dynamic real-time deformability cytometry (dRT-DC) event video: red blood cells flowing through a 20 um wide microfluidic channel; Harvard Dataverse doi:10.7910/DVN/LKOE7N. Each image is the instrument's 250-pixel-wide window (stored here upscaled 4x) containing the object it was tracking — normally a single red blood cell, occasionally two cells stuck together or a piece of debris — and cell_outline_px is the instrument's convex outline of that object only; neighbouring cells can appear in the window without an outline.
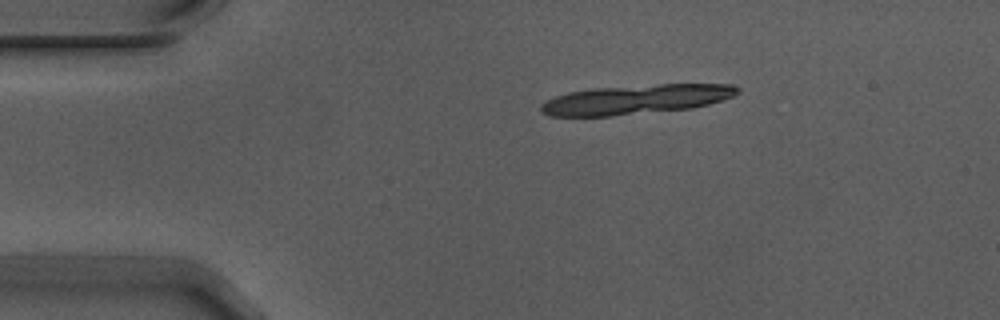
{"species": "Egyptian fruit bat (a non-hibernating species)", "species_latin": "Rousettus aegyptiacus", "temperature_condition": "warm", "stored_images_in_passage": 3, "segment_of_instrument_passage": [1, 2], "camera_frame_rate_fps": 3000, "um_per_image_px": 0.085, "animal": {"sex": "male"}, "frame": {"image": 1, "passage_image": 1, "time_ms": 0.0, "image_size_px": [1000, 320], "cell_outline_px": [[740, 92], [732, 96], [708, 104], [692, 108], [608, 116], [548, 116], [540, 112], [540, 104], [544, 100], [568, 92], [592, 88], [660, 84], [732, 84], [740, 88]], "centroid_in_image_um": [54.0, 8.45], "position_along_channel_um": 31.0, "area_um2": 33.76}}